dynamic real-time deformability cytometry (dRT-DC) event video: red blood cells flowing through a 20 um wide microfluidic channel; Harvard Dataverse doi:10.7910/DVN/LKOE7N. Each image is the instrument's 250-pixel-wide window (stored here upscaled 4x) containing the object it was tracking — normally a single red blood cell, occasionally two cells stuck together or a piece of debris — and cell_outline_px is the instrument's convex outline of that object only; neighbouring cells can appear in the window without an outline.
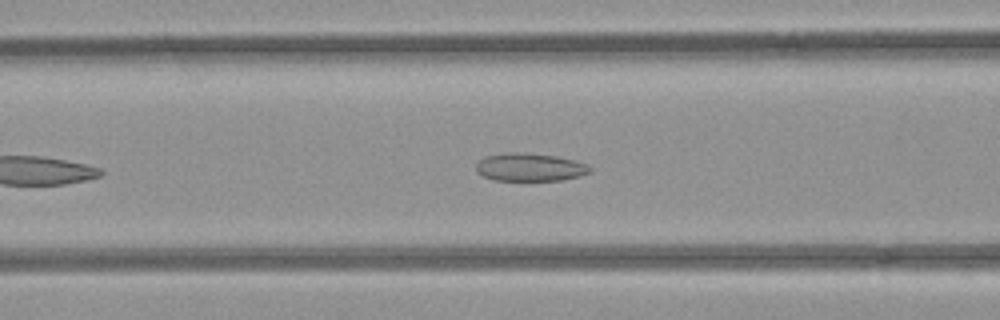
{"species": "common noctule bat (a hibernating species)", "species_latin": "Nyctalus noctula", "temperature_condition": "room temperature", "stored_images_in_passage": 42, "camera_frame_rate_fps": 3000, "um_per_image_px": 0.085, "animal": {"sex": "female", "body_mass_g": 21.9}, "frame": {"image": 1, "passage_image": 10, "time_ms": 3.0, "image_size_px": [1000, 320], "cell_outline_px": [[592, 172], [580, 176], [560, 180], [528, 184], [492, 180], [476, 172], [476, 164], [484, 156], [508, 152], [520, 152], [556, 156], [576, 160], [588, 164], [592, 168]], "centroid_in_image_um": [45.04, 14.27], "position_along_channel_um": 121.6, "area_um2": 19.71}}
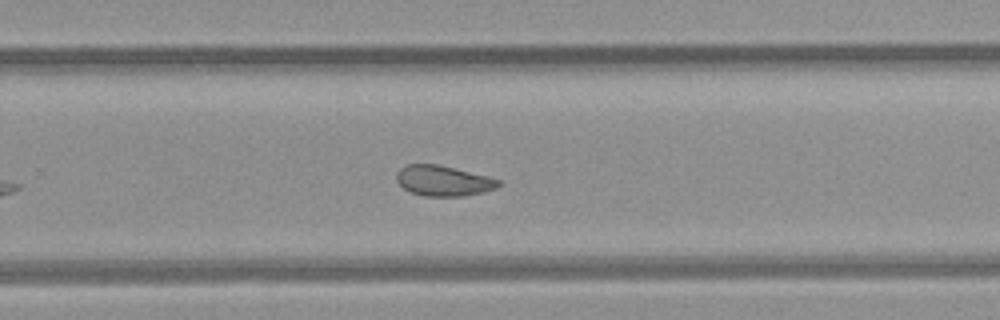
{"frame": {"image": 2, "passage_image": 23, "time_ms": 7.333, "image_size_px": [1000, 320], "cell_outline_px": [[500, 184], [496, 188], [484, 192], [464, 196], [424, 196], [412, 192], [404, 188], [396, 180], [396, 172], [400, 168], [408, 164], [436, 164], [456, 168], [488, 176], [500, 180]], "centroid_in_image_um": [37.69, 15.36], "position_along_channel_um": 292.1, "area_um2": 18.09}}
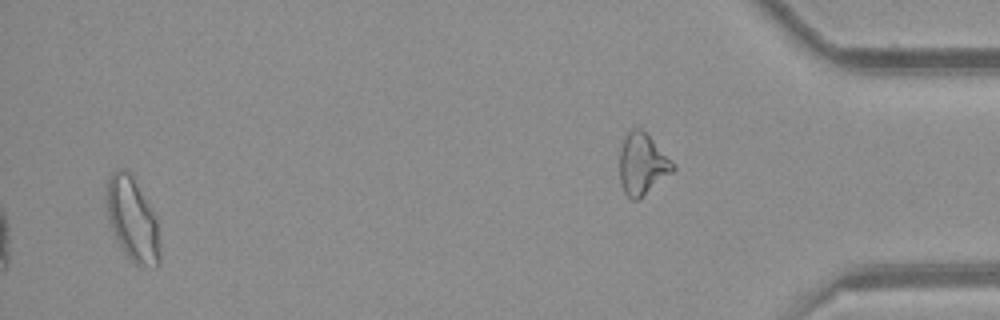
{"frame": {"image": 3, "passage_image": 40, "time_ms": 13.0, "image_size_px": [1000, 320], "cell_outline_px": [[160, 264], [156, 268], [152, 268], [136, 264], [124, 252], [108, 220], [108, 176], [112, 172], [120, 168], [124, 168], [132, 176], [156, 216], [160, 244]], "centroid_in_image_um": [11.31, 18.69], "position_along_channel_um": 423.9, "area_um2": 25.55}, "authors_computed_cell_mechanics": {"area_um2": 19.5075, "velocity_mm_per_s": 3.9396, "shape_relaxation_time_tau1_ms": null, "shape_relaxation_time_tau2_ms": 1.8897, "deformation_change_tau1": null, "deformation_change_tau2": 0.0733}}